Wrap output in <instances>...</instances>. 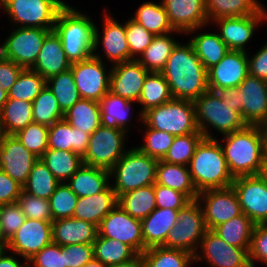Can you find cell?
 Wrapping results in <instances>:
<instances>
[{
	"mask_svg": "<svg viewBox=\"0 0 267 267\" xmlns=\"http://www.w3.org/2000/svg\"><path fill=\"white\" fill-rule=\"evenodd\" d=\"M177 223L168 233L165 248L178 249L194 255L207 231L203 211L197 200L190 201L178 211Z\"/></svg>",
	"mask_w": 267,
	"mask_h": 267,
	"instance_id": "8fae6325",
	"label": "cell"
},
{
	"mask_svg": "<svg viewBox=\"0 0 267 267\" xmlns=\"http://www.w3.org/2000/svg\"><path fill=\"white\" fill-rule=\"evenodd\" d=\"M129 134L123 129L100 125L90 135L83 163L88 166L110 170L130 148L127 147Z\"/></svg>",
	"mask_w": 267,
	"mask_h": 267,
	"instance_id": "30bf717a",
	"label": "cell"
},
{
	"mask_svg": "<svg viewBox=\"0 0 267 267\" xmlns=\"http://www.w3.org/2000/svg\"><path fill=\"white\" fill-rule=\"evenodd\" d=\"M93 252L94 258L106 266L128 262L138 255L129 245L99 235L93 242Z\"/></svg>",
	"mask_w": 267,
	"mask_h": 267,
	"instance_id": "ee69618b",
	"label": "cell"
},
{
	"mask_svg": "<svg viewBox=\"0 0 267 267\" xmlns=\"http://www.w3.org/2000/svg\"><path fill=\"white\" fill-rule=\"evenodd\" d=\"M249 262L251 267H257L256 264L267 267V223L256 224L253 228Z\"/></svg>",
	"mask_w": 267,
	"mask_h": 267,
	"instance_id": "9f6ffc18",
	"label": "cell"
},
{
	"mask_svg": "<svg viewBox=\"0 0 267 267\" xmlns=\"http://www.w3.org/2000/svg\"><path fill=\"white\" fill-rule=\"evenodd\" d=\"M46 86V79L31 69H24L8 92V98L33 102Z\"/></svg>",
	"mask_w": 267,
	"mask_h": 267,
	"instance_id": "681fc988",
	"label": "cell"
},
{
	"mask_svg": "<svg viewBox=\"0 0 267 267\" xmlns=\"http://www.w3.org/2000/svg\"><path fill=\"white\" fill-rule=\"evenodd\" d=\"M158 159L130 146L121 159L109 170L110 185L117 197L121 194L155 184Z\"/></svg>",
	"mask_w": 267,
	"mask_h": 267,
	"instance_id": "8992f818",
	"label": "cell"
},
{
	"mask_svg": "<svg viewBox=\"0 0 267 267\" xmlns=\"http://www.w3.org/2000/svg\"><path fill=\"white\" fill-rule=\"evenodd\" d=\"M3 136H4V132L0 125V146H1V141H2Z\"/></svg>",
	"mask_w": 267,
	"mask_h": 267,
	"instance_id": "2a66077c",
	"label": "cell"
},
{
	"mask_svg": "<svg viewBox=\"0 0 267 267\" xmlns=\"http://www.w3.org/2000/svg\"><path fill=\"white\" fill-rule=\"evenodd\" d=\"M28 262L9 250L0 251V267H27Z\"/></svg>",
	"mask_w": 267,
	"mask_h": 267,
	"instance_id": "003e7915",
	"label": "cell"
},
{
	"mask_svg": "<svg viewBox=\"0 0 267 267\" xmlns=\"http://www.w3.org/2000/svg\"><path fill=\"white\" fill-rule=\"evenodd\" d=\"M6 38L2 37L1 55L24 69H31L43 42L52 30L42 28L11 27Z\"/></svg>",
	"mask_w": 267,
	"mask_h": 267,
	"instance_id": "7c38bea8",
	"label": "cell"
},
{
	"mask_svg": "<svg viewBox=\"0 0 267 267\" xmlns=\"http://www.w3.org/2000/svg\"><path fill=\"white\" fill-rule=\"evenodd\" d=\"M118 204L133 218L145 219L157 207L154 184L121 194Z\"/></svg>",
	"mask_w": 267,
	"mask_h": 267,
	"instance_id": "60d3db41",
	"label": "cell"
},
{
	"mask_svg": "<svg viewBox=\"0 0 267 267\" xmlns=\"http://www.w3.org/2000/svg\"><path fill=\"white\" fill-rule=\"evenodd\" d=\"M161 73L175 99L194 101L209 90L207 69L188 40L175 46Z\"/></svg>",
	"mask_w": 267,
	"mask_h": 267,
	"instance_id": "6da1fadb",
	"label": "cell"
},
{
	"mask_svg": "<svg viewBox=\"0 0 267 267\" xmlns=\"http://www.w3.org/2000/svg\"><path fill=\"white\" fill-rule=\"evenodd\" d=\"M262 131L264 135L265 157L267 158V125L262 126Z\"/></svg>",
	"mask_w": 267,
	"mask_h": 267,
	"instance_id": "34e18365",
	"label": "cell"
},
{
	"mask_svg": "<svg viewBox=\"0 0 267 267\" xmlns=\"http://www.w3.org/2000/svg\"><path fill=\"white\" fill-rule=\"evenodd\" d=\"M10 27L53 30L60 10L58 0H0Z\"/></svg>",
	"mask_w": 267,
	"mask_h": 267,
	"instance_id": "ba28073f",
	"label": "cell"
},
{
	"mask_svg": "<svg viewBox=\"0 0 267 267\" xmlns=\"http://www.w3.org/2000/svg\"><path fill=\"white\" fill-rule=\"evenodd\" d=\"M90 134L72 127L64 118L49 127L48 149L72 151L82 157L87 151Z\"/></svg>",
	"mask_w": 267,
	"mask_h": 267,
	"instance_id": "4dcf8cb0",
	"label": "cell"
},
{
	"mask_svg": "<svg viewBox=\"0 0 267 267\" xmlns=\"http://www.w3.org/2000/svg\"><path fill=\"white\" fill-rule=\"evenodd\" d=\"M242 212L256 225L267 223V183L259 175L236 177L231 185Z\"/></svg>",
	"mask_w": 267,
	"mask_h": 267,
	"instance_id": "ac0fdd59",
	"label": "cell"
},
{
	"mask_svg": "<svg viewBox=\"0 0 267 267\" xmlns=\"http://www.w3.org/2000/svg\"><path fill=\"white\" fill-rule=\"evenodd\" d=\"M249 75L248 56L245 51L229 50L224 58L207 70L208 88L238 87Z\"/></svg>",
	"mask_w": 267,
	"mask_h": 267,
	"instance_id": "cb8c5ba5",
	"label": "cell"
},
{
	"mask_svg": "<svg viewBox=\"0 0 267 267\" xmlns=\"http://www.w3.org/2000/svg\"><path fill=\"white\" fill-rule=\"evenodd\" d=\"M198 193L230 187L234 181L217 139L203 138L188 165Z\"/></svg>",
	"mask_w": 267,
	"mask_h": 267,
	"instance_id": "277c9868",
	"label": "cell"
},
{
	"mask_svg": "<svg viewBox=\"0 0 267 267\" xmlns=\"http://www.w3.org/2000/svg\"><path fill=\"white\" fill-rule=\"evenodd\" d=\"M240 113L247 125H267V81L250 74L238 86Z\"/></svg>",
	"mask_w": 267,
	"mask_h": 267,
	"instance_id": "ffe728a7",
	"label": "cell"
},
{
	"mask_svg": "<svg viewBox=\"0 0 267 267\" xmlns=\"http://www.w3.org/2000/svg\"><path fill=\"white\" fill-rule=\"evenodd\" d=\"M59 183L67 182L83 165V157L72 151L47 149L40 158Z\"/></svg>",
	"mask_w": 267,
	"mask_h": 267,
	"instance_id": "74e56055",
	"label": "cell"
},
{
	"mask_svg": "<svg viewBox=\"0 0 267 267\" xmlns=\"http://www.w3.org/2000/svg\"><path fill=\"white\" fill-rule=\"evenodd\" d=\"M254 226L255 224L242 213L216 226L213 231L229 245L250 248Z\"/></svg>",
	"mask_w": 267,
	"mask_h": 267,
	"instance_id": "b9f144b4",
	"label": "cell"
},
{
	"mask_svg": "<svg viewBox=\"0 0 267 267\" xmlns=\"http://www.w3.org/2000/svg\"><path fill=\"white\" fill-rule=\"evenodd\" d=\"M118 204V197L109 184L102 192L78 198L73 218L99 226L103 218Z\"/></svg>",
	"mask_w": 267,
	"mask_h": 267,
	"instance_id": "f546056e",
	"label": "cell"
},
{
	"mask_svg": "<svg viewBox=\"0 0 267 267\" xmlns=\"http://www.w3.org/2000/svg\"><path fill=\"white\" fill-rule=\"evenodd\" d=\"M17 202L20 204L23 214L27 219L53 221L49 201L47 199L30 195L22 190Z\"/></svg>",
	"mask_w": 267,
	"mask_h": 267,
	"instance_id": "11a10c76",
	"label": "cell"
},
{
	"mask_svg": "<svg viewBox=\"0 0 267 267\" xmlns=\"http://www.w3.org/2000/svg\"><path fill=\"white\" fill-rule=\"evenodd\" d=\"M142 122L149 128L174 136L201 133L198 129L194 102L175 99L151 108L142 114Z\"/></svg>",
	"mask_w": 267,
	"mask_h": 267,
	"instance_id": "52a82bcc",
	"label": "cell"
},
{
	"mask_svg": "<svg viewBox=\"0 0 267 267\" xmlns=\"http://www.w3.org/2000/svg\"><path fill=\"white\" fill-rule=\"evenodd\" d=\"M196 200L201 205L205 225L209 230L243 213L232 186L202 191Z\"/></svg>",
	"mask_w": 267,
	"mask_h": 267,
	"instance_id": "2e32d148",
	"label": "cell"
},
{
	"mask_svg": "<svg viewBox=\"0 0 267 267\" xmlns=\"http://www.w3.org/2000/svg\"><path fill=\"white\" fill-rule=\"evenodd\" d=\"M30 267H66L65 249L56 243H50L37 252L29 261Z\"/></svg>",
	"mask_w": 267,
	"mask_h": 267,
	"instance_id": "680465c9",
	"label": "cell"
},
{
	"mask_svg": "<svg viewBox=\"0 0 267 267\" xmlns=\"http://www.w3.org/2000/svg\"><path fill=\"white\" fill-rule=\"evenodd\" d=\"M8 100V92H6L1 86H0V114H1V110L4 106V104L7 102Z\"/></svg>",
	"mask_w": 267,
	"mask_h": 267,
	"instance_id": "2644e50d",
	"label": "cell"
},
{
	"mask_svg": "<svg viewBox=\"0 0 267 267\" xmlns=\"http://www.w3.org/2000/svg\"><path fill=\"white\" fill-rule=\"evenodd\" d=\"M107 267H143V262L140 254H138L134 259L128 262L108 265Z\"/></svg>",
	"mask_w": 267,
	"mask_h": 267,
	"instance_id": "a7ac6f4b",
	"label": "cell"
},
{
	"mask_svg": "<svg viewBox=\"0 0 267 267\" xmlns=\"http://www.w3.org/2000/svg\"><path fill=\"white\" fill-rule=\"evenodd\" d=\"M177 35L178 37L179 35L180 37L185 36L184 33L178 30L165 35L154 36L151 44L139 56L137 61L149 72H161L173 49L180 42V38H176Z\"/></svg>",
	"mask_w": 267,
	"mask_h": 267,
	"instance_id": "1f68e13d",
	"label": "cell"
},
{
	"mask_svg": "<svg viewBox=\"0 0 267 267\" xmlns=\"http://www.w3.org/2000/svg\"><path fill=\"white\" fill-rule=\"evenodd\" d=\"M83 267H107V266L101 263L100 261L96 260L95 258H93L88 263H86Z\"/></svg>",
	"mask_w": 267,
	"mask_h": 267,
	"instance_id": "753ad0ef",
	"label": "cell"
},
{
	"mask_svg": "<svg viewBox=\"0 0 267 267\" xmlns=\"http://www.w3.org/2000/svg\"><path fill=\"white\" fill-rule=\"evenodd\" d=\"M249 249L229 245L213 230L207 229L193 255L194 262L207 267H251Z\"/></svg>",
	"mask_w": 267,
	"mask_h": 267,
	"instance_id": "4fadbf2b",
	"label": "cell"
},
{
	"mask_svg": "<svg viewBox=\"0 0 267 267\" xmlns=\"http://www.w3.org/2000/svg\"><path fill=\"white\" fill-rule=\"evenodd\" d=\"M64 119L72 127L91 135L101 125L99 102L81 98L64 113Z\"/></svg>",
	"mask_w": 267,
	"mask_h": 267,
	"instance_id": "f35d334b",
	"label": "cell"
},
{
	"mask_svg": "<svg viewBox=\"0 0 267 267\" xmlns=\"http://www.w3.org/2000/svg\"><path fill=\"white\" fill-rule=\"evenodd\" d=\"M98 235L119 240L129 245L137 254L144 252L141 220L130 216L119 204L100 222Z\"/></svg>",
	"mask_w": 267,
	"mask_h": 267,
	"instance_id": "e0dca14e",
	"label": "cell"
},
{
	"mask_svg": "<svg viewBox=\"0 0 267 267\" xmlns=\"http://www.w3.org/2000/svg\"><path fill=\"white\" fill-rule=\"evenodd\" d=\"M143 267H191L194 256L190 252L156 246L140 254Z\"/></svg>",
	"mask_w": 267,
	"mask_h": 267,
	"instance_id": "7bdbcfd3",
	"label": "cell"
},
{
	"mask_svg": "<svg viewBox=\"0 0 267 267\" xmlns=\"http://www.w3.org/2000/svg\"><path fill=\"white\" fill-rule=\"evenodd\" d=\"M203 138L204 136L202 133H189L175 136L173 144L162 161L188 166L197 145Z\"/></svg>",
	"mask_w": 267,
	"mask_h": 267,
	"instance_id": "f907efd6",
	"label": "cell"
},
{
	"mask_svg": "<svg viewBox=\"0 0 267 267\" xmlns=\"http://www.w3.org/2000/svg\"><path fill=\"white\" fill-rule=\"evenodd\" d=\"M65 249L66 267H83L94 258L93 244H72Z\"/></svg>",
	"mask_w": 267,
	"mask_h": 267,
	"instance_id": "94428289",
	"label": "cell"
},
{
	"mask_svg": "<svg viewBox=\"0 0 267 267\" xmlns=\"http://www.w3.org/2000/svg\"><path fill=\"white\" fill-rule=\"evenodd\" d=\"M46 86L54 94L63 113L81 99L70 69L46 79Z\"/></svg>",
	"mask_w": 267,
	"mask_h": 267,
	"instance_id": "f6af8a7d",
	"label": "cell"
},
{
	"mask_svg": "<svg viewBox=\"0 0 267 267\" xmlns=\"http://www.w3.org/2000/svg\"><path fill=\"white\" fill-rule=\"evenodd\" d=\"M254 52H247L248 69L251 76L267 81V40Z\"/></svg>",
	"mask_w": 267,
	"mask_h": 267,
	"instance_id": "6125c7cd",
	"label": "cell"
},
{
	"mask_svg": "<svg viewBox=\"0 0 267 267\" xmlns=\"http://www.w3.org/2000/svg\"><path fill=\"white\" fill-rule=\"evenodd\" d=\"M74 5L64 6L56 19L54 31L60 37L67 60L72 64L93 56L95 19L88 11Z\"/></svg>",
	"mask_w": 267,
	"mask_h": 267,
	"instance_id": "3957f363",
	"label": "cell"
},
{
	"mask_svg": "<svg viewBox=\"0 0 267 267\" xmlns=\"http://www.w3.org/2000/svg\"><path fill=\"white\" fill-rule=\"evenodd\" d=\"M48 131L49 127L32 122L14 136L27 150L41 158L48 149Z\"/></svg>",
	"mask_w": 267,
	"mask_h": 267,
	"instance_id": "f5cc1de1",
	"label": "cell"
},
{
	"mask_svg": "<svg viewBox=\"0 0 267 267\" xmlns=\"http://www.w3.org/2000/svg\"><path fill=\"white\" fill-rule=\"evenodd\" d=\"M112 65L94 56L72 63V72L81 98L99 102L109 92Z\"/></svg>",
	"mask_w": 267,
	"mask_h": 267,
	"instance_id": "9a60e30c",
	"label": "cell"
},
{
	"mask_svg": "<svg viewBox=\"0 0 267 267\" xmlns=\"http://www.w3.org/2000/svg\"><path fill=\"white\" fill-rule=\"evenodd\" d=\"M217 140L234 178L259 174L265 156L262 126L247 125Z\"/></svg>",
	"mask_w": 267,
	"mask_h": 267,
	"instance_id": "7a4b0ae2",
	"label": "cell"
},
{
	"mask_svg": "<svg viewBox=\"0 0 267 267\" xmlns=\"http://www.w3.org/2000/svg\"><path fill=\"white\" fill-rule=\"evenodd\" d=\"M63 6H71L73 4H69L66 0H58Z\"/></svg>",
	"mask_w": 267,
	"mask_h": 267,
	"instance_id": "11e5206c",
	"label": "cell"
},
{
	"mask_svg": "<svg viewBox=\"0 0 267 267\" xmlns=\"http://www.w3.org/2000/svg\"><path fill=\"white\" fill-rule=\"evenodd\" d=\"M98 236V226L77 218L52 221V241L60 246L93 244Z\"/></svg>",
	"mask_w": 267,
	"mask_h": 267,
	"instance_id": "4316f807",
	"label": "cell"
},
{
	"mask_svg": "<svg viewBox=\"0 0 267 267\" xmlns=\"http://www.w3.org/2000/svg\"><path fill=\"white\" fill-rule=\"evenodd\" d=\"M208 28H211L210 24L198 27L197 29H192L184 36L188 38V41L192 44L195 53L198 55L203 66L207 70L215 64H218L229 51L227 45L220 38L218 32L215 29L211 32Z\"/></svg>",
	"mask_w": 267,
	"mask_h": 267,
	"instance_id": "484cf974",
	"label": "cell"
},
{
	"mask_svg": "<svg viewBox=\"0 0 267 267\" xmlns=\"http://www.w3.org/2000/svg\"><path fill=\"white\" fill-rule=\"evenodd\" d=\"M125 23L126 39L130 50V60H137L151 44L154 35L131 17H128Z\"/></svg>",
	"mask_w": 267,
	"mask_h": 267,
	"instance_id": "db71d44e",
	"label": "cell"
},
{
	"mask_svg": "<svg viewBox=\"0 0 267 267\" xmlns=\"http://www.w3.org/2000/svg\"><path fill=\"white\" fill-rule=\"evenodd\" d=\"M193 102L197 126L204 138L217 139L247 126L241 113L223 103L213 91L208 90Z\"/></svg>",
	"mask_w": 267,
	"mask_h": 267,
	"instance_id": "5b68a950",
	"label": "cell"
},
{
	"mask_svg": "<svg viewBox=\"0 0 267 267\" xmlns=\"http://www.w3.org/2000/svg\"><path fill=\"white\" fill-rule=\"evenodd\" d=\"M133 14L130 17L154 36L176 31L169 22L161 0L158 2L144 1L139 4Z\"/></svg>",
	"mask_w": 267,
	"mask_h": 267,
	"instance_id": "e575fe53",
	"label": "cell"
},
{
	"mask_svg": "<svg viewBox=\"0 0 267 267\" xmlns=\"http://www.w3.org/2000/svg\"><path fill=\"white\" fill-rule=\"evenodd\" d=\"M223 103L240 113V91L238 87L221 88L214 91Z\"/></svg>",
	"mask_w": 267,
	"mask_h": 267,
	"instance_id": "03108f58",
	"label": "cell"
},
{
	"mask_svg": "<svg viewBox=\"0 0 267 267\" xmlns=\"http://www.w3.org/2000/svg\"><path fill=\"white\" fill-rule=\"evenodd\" d=\"M66 183L78 198L92 196L110 184V171L84 164Z\"/></svg>",
	"mask_w": 267,
	"mask_h": 267,
	"instance_id": "836d02e7",
	"label": "cell"
},
{
	"mask_svg": "<svg viewBox=\"0 0 267 267\" xmlns=\"http://www.w3.org/2000/svg\"><path fill=\"white\" fill-rule=\"evenodd\" d=\"M8 240L3 235L2 228L0 226V251L7 250Z\"/></svg>",
	"mask_w": 267,
	"mask_h": 267,
	"instance_id": "8c879c8a",
	"label": "cell"
},
{
	"mask_svg": "<svg viewBox=\"0 0 267 267\" xmlns=\"http://www.w3.org/2000/svg\"><path fill=\"white\" fill-rule=\"evenodd\" d=\"M264 7L260 0H205L209 24L219 18L255 15Z\"/></svg>",
	"mask_w": 267,
	"mask_h": 267,
	"instance_id": "d590c367",
	"label": "cell"
},
{
	"mask_svg": "<svg viewBox=\"0 0 267 267\" xmlns=\"http://www.w3.org/2000/svg\"><path fill=\"white\" fill-rule=\"evenodd\" d=\"M32 122V102L8 98L0 114V125L4 135H14Z\"/></svg>",
	"mask_w": 267,
	"mask_h": 267,
	"instance_id": "8d00e7d4",
	"label": "cell"
},
{
	"mask_svg": "<svg viewBox=\"0 0 267 267\" xmlns=\"http://www.w3.org/2000/svg\"><path fill=\"white\" fill-rule=\"evenodd\" d=\"M24 70L21 66L0 56V86L6 91L9 92L12 85L18 79L20 73Z\"/></svg>",
	"mask_w": 267,
	"mask_h": 267,
	"instance_id": "e7e4bbea",
	"label": "cell"
},
{
	"mask_svg": "<svg viewBox=\"0 0 267 267\" xmlns=\"http://www.w3.org/2000/svg\"><path fill=\"white\" fill-rule=\"evenodd\" d=\"M0 10H1V11H0V13H1V12H2V5H1V2H0Z\"/></svg>",
	"mask_w": 267,
	"mask_h": 267,
	"instance_id": "b9fcfbb0",
	"label": "cell"
},
{
	"mask_svg": "<svg viewBox=\"0 0 267 267\" xmlns=\"http://www.w3.org/2000/svg\"><path fill=\"white\" fill-rule=\"evenodd\" d=\"M53 221L73 217L78 196L64 182L59 183L54 193L48 199Z\"/></svg>",
	"mask_w": 267,
	"mask_h": 267,
	"instance_id": "816d5d0a",
	"label": "cell"
},
{
	"mask_svg": "<svg viewBox=\"0 0 267 267\" xmlns=\"http://www.w3.org/2000/svg\"><path fill=\"white\" fill-rule=\"evenodd\" d=\"M60 37L52 30L45 38L38 58L31 70L39 73L43 78L65 72L70 69Z\"/></svg>",
	"mask_w": 267,
	"mask_h": 267,
	"instance_id": "83f0119b",
	"label": "cell"
},
{
	"mask_svg": "<svg viewBox=\"0 0 267 267\" xmlns=\"http://www.w3.org/2000/svg\"><path fill=\"white\" fill-rule=\"evenodd\" d=\"M32 105L33 122L50 127L64 118L57 99L47 86L37 95Z\"/></svg>",
	"mask_w": 267,
	"mask_h": 267,
	"instance_id": "c3c4849f",
	"label": "cell"
},
{
	"mask_svg": "<svg viewBox=\"0 0 267 267\" xmlns=\"http://www.w3.org/2000/svg\"><path fill=\"white\" fill-rule=\"evenodd\" d=\"M173 99L167 80L161 72H149L136 103L141 114Z\"/></svg>",
	"mask_w": 267,
	"mask_h": 267,
	"instance_id": "ab89813d",
	"label": "cell"
},
{
	"mask_svg": "<svg viewBox=\"0 0 267 267\" xmlns=\"http://www.w3.org/2000/svg\"><path fill=\"white\" fill-rule=\"evenodd\" d=\"M39 158L27 150L14 135H4L0 146V168L22 187Z\"/></svg>",
	"mask_w": 267,
	"mask_h": 267,
	"instance_id": "44dd1931",
	"label": "cell"
},
{
	"mask_svg": "<svg viewBox=\"0 0 267 267\" xmlns=\"http://www.w3.org/2000/svg\"><path fill=\"white\" fill-rule=\"evenodd\" d=\"M52 242V222L26 218L9 239L7 250L28 262L37 252Z\"/></svg>",
	"mask_w": 267,
	"mask_h": 267,
	"instance_id": "d6986e66",
	"label": "cell"
},
{
	"mask_svg": "<svg viewBox=\"0 0 267 267\" xmlns=\"http://www.w3.org/2000/svg\"><path fill=\"white\" fill-rule=\"evenodd\" d=\"M149 71L137 60L112 65L109 92L130 102L137 103Z\"/></svg>",
	"mask_w": 267,
	"mask_h": 267,
	"instance_id": "7402d4cb",
	"label": "cell"
},
{
	"mask_svg": "<svg viewBox=\"0 0 267 267\" xmlns=\"http://www.w3.org/2000/svg\"><path fill=\"white\" fill-rule=\"evenodd\" d=\"M99 105L102 126L123 129L128 134L132 129L137 130V128H140L142 114L138 109L135 112V108H138L136 103L113 95L111 92H107L99 101ZM133 121H135L137 125Z\"/></svg>",
	"mask_w": 267,
	"mask_h": 267,
	"instance_id": "603a6c76",
	"label": "cell"
},
{
	"mask_svg": "<svg viewBox=\"0 0 267 267\" xmlns=\"http://www.w3.org/2000/svg\"><path fill=\"white\" fill-rule=\"evenodd\" d=\"M156 184L166 186L185 194L191 201L198 192L194 186L188 166L159 160L156 167Z\"/></svg>",
	"mask_w": 267,
	"mask_h": 267,
	"instance_id": "d6a6232c",
	"label": "cell"
},
{
	"mask_svg": "<svg viewBox=\"0 0 267 267\" xmlns=\"http://www.w3.org/2000/svg\"><path fill=\"white\" fill-rule=\"evenodd\" d=\"M258 175L267 183V158L265 156Z\"/></svg>",
	"mask_w": 267,
	"mask_h": 267,
	"instance_id": "89a4df30",
	"label": "cell"
},
{
	"mask_svg": "<svg viewBox=\"0 0 267 267\" xmlns=\"http://www.w3.org/2000/svg\"><path fill=\"white\" fill-rule=\"evenodd\" d=\"M59 181L39 158L32 167L23 190L33 196L49 199Z\"/></svg>",
	"mask_w": 267,
	"mask_h": 267,
	"instance_id": "bcb514c9",
	"label": "cell"
},
{
	"mask_svg": "<svg viewBox=\"0 0 267 267\" xmlns=\"http://www.w3.org/2000/svg\"><path fill=\"white\" fill-rule=\"evenodd\" d=\"M102 9V26L99 27L97 23L95 26L93 56L110 65L129 61L130 50L126 39L125 21L123 23L114 17V13L107 7Z\"/></svg>",
	"mask_w": 267,
	"mask_h": 267,
	"instance_id": "9c48e42d",
	"label": "cell"
},
{
	"mask_svg": "<svg viewBox=\"0 0 267 267\" xmlns=\"http://www.w3.org/2000/svg\"><path fill=\"white\" fill-rule=\"evenodd\" d=\"M137 131L138 133L139 131L142 133L141 140L143 143L141 142V144L139 143L135 146L142 153L158 160H162L165 157L175 138V136L170 133L149 128L143 122L140 124V128Z\"/></svg>",
	"mask_w": 267,
	"mask_h": 267,
	"instance_id": "7dc6e473",
	"label": "cell"
},
{
	"mask_svg": "<svg viewBox=\"0 0 267 267\" xmlns=\"http://www.w3.org/2000/svg\"><path fill=\"white\" fill-rule=\"evenodd\" d=\"M179 210L156 207L145 219L141 220L144 251L165 243L168 233L177 223Z\"/></svg>",
	"mask_w": 267,
	"mask_h": 267,
	"instance_id": "f1b7e54d",
	"label": "cell"
},
{
	"mask_svg": "<svg viewBox=\"0 0 267 267\" xmlns=\"http://www.w3.org/2000/svg\"><path fill=\"white\" fill-rule=\"evenodd\" d=\"M170 24L184 34L192 29L207 26L205 0H161Z\"/></svg>",
	"mask_w": 267,
	"mask_h": 267,
	"instance_id": "d4e9b609",
	"label": "cell"
},
{
	"mask_svg": "<svg viewBox=\"0 0 267 267\" xmlns=\"http://www.w3.org/2000/svg\"><path fill=\"white\" fill-rule=\"evenodd\" d=\"M154 192L158 208L183 209L191 201L185 194L156 183Z\"/></svg>",
	"mask_w": 267,
	"mask_h": 267,
	"instance_id": "91938a15",
	"label": "cell"
},
{
	"mask_svg": "<svg viewBox=\"0 0 267 267\" xmlns=\"http://www.w3.org/2000/svg\"><path fill=\"white\" fill-rule=\"evenodd\" d=\"M266 22L267 8L265 6L255 15L219 18L213 20L210 25L212 29L215 27L214 29L229 50L248 52V45L254 41L256 30Z\"/></svg>",
	"mask_w": 267,
	"mask_h": 267,
	"instance_id": "5bb4252c",
	"label": "cell"
},
{
	"mask_svg": "<svg viewBox=\"0 0 267 267\" xmlns=\"http://www.w3.org/2000/svg\"><path fill=\"white\" fill-rule=\"evenodd\" d=\"M22 190L23 187L0 168V204L17 202Z\"/></svg>",
	"mask_w": 267,
	"mask_h": 267,
	"instance_id": "be15d7a7",
	"label": "cell"
},
{
	"mask_svg": "<svg viewBox=\"0 0 267 267\" xmlns=\"http://www.w3.org/2000/svg\"><path fill=\"white\" fill-rule=\"evenodd\" d=\"M26 216L18 202L2 205L0 209V226L3 235L9 239L16 233L20 226L25 222Z\"/></svg>",
	"mask_w": 267,
	"mask_h": 267,
	"instance_id": "6f0895ef",
	"label": "cell"
}]
</instances>
